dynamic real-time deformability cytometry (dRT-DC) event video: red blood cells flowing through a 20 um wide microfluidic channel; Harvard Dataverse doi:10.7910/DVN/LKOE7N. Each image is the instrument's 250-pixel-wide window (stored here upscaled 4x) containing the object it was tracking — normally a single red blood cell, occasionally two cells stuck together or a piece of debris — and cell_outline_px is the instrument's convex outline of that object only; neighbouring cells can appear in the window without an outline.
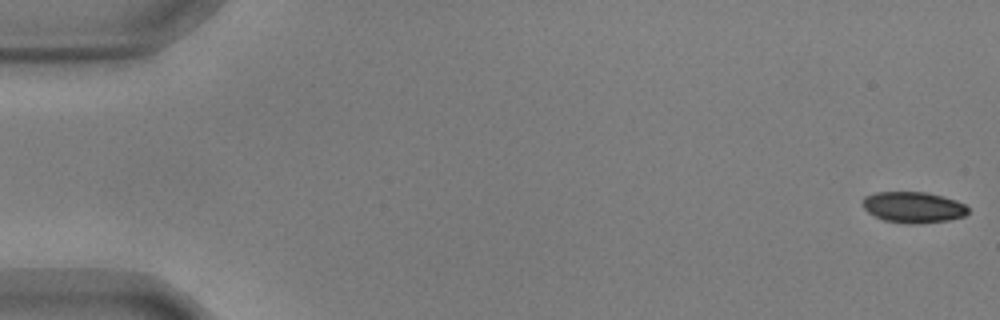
{"species": "common noctule bat (a hibernating species)", "species_latin": "Nyctalus noctula", "temperature_condition": "warm", "stored_images_in_passage": 56, "camera_frame_rate_fps": 3000, "um_per_image_px": 0.085, "animal": {"sex": "male", "body_mass_g": 17.9, "forearm_length_mm": 54.2}, "frame": {"image": 1, "passage_image": 1, "time_ms": 0.0, "image_size_px": [1000, 320], "cell_outline_px": [[968, 212], [964, 216], [948, 220], [920, 224], [908, 224], [884, 220], [872, 216], [864, 208], [864, 196], [876, 192], [924, 192], [956, 200], [964, 204], [968, 208]], "centroid_in_image_um": [77.62, 17.63], "position_along_channel_um": 7.4, "area_um2": 19.02}}
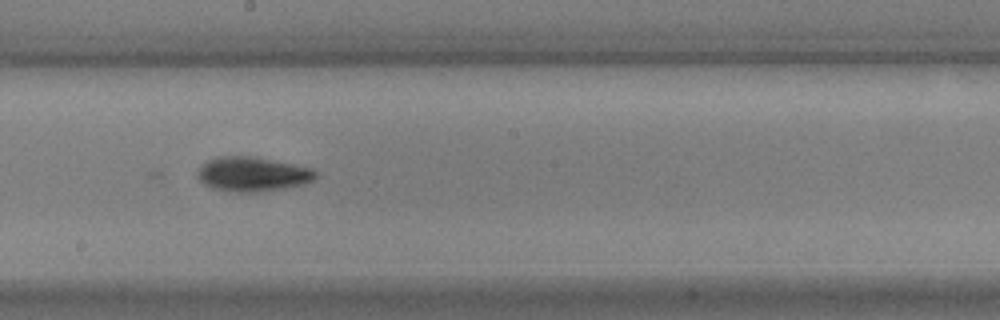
{"frame": {"image": 2, "passage_image": 31, "time_ms": 10.0, "image_size_px": [1000, 320], "cell_outline_px": [[316, 176], [312, 180], [304, 184], [292, 188], [256, 192], [228, 192], [212, 188], [204, 184], [196, 176], [196, 172], [200, 164], [216, 156], [256, 156], [312, 168], [316, 172]], "centroid_in_image_um": [21.43, 14.8], "position_along_channel_um": 226.8, "area_um2": 24.28}}
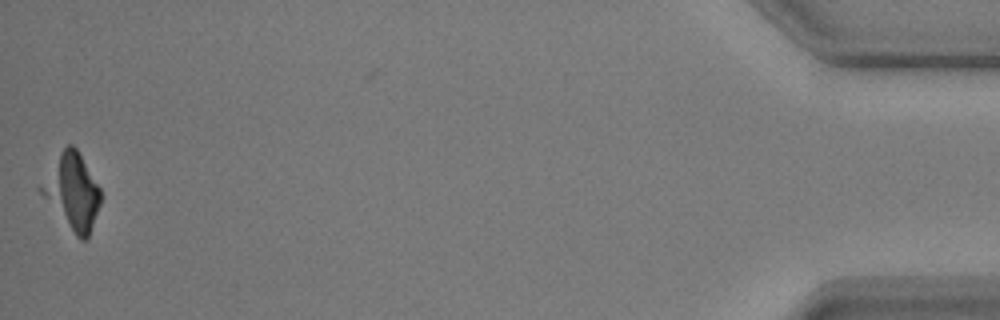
{"frame": {"image": 3, "passage_image": 55, "time_ms": 18.0, "image_size_px": [1000, 320], "cell_outline_px": [[104, 196], [88, 236], [84, 240], [80, 240], [76, 236], [36, 188], [60, 152], [68, 144], [72, 144], [76, 148], [100, 188]], "centroid_in_image_um": [6.15, 16.28], "position_along_channel_um": 429.1, "area_um2": 25.84}}